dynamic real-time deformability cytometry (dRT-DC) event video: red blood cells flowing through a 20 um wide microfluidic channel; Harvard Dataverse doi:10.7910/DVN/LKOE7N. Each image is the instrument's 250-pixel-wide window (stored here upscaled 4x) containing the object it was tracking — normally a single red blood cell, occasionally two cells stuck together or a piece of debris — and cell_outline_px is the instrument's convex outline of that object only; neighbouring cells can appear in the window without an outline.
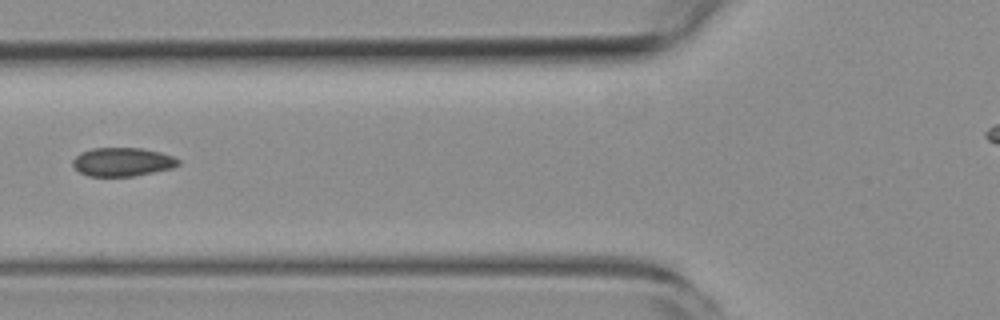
{"species": "common noctule bat (a hibernating species)", "species_latin": "Nyctalus noctula", "temperature_condition": "room temperature", "stored_images_in_passage": 10, "camera_frame_rate_fps": 3000, "um_per_image_px": 0.085, "animal": {"sex": "female", "body_mass_g": 19.3, "forearm_length_mm": 54.1}, "frame": {"image": 1, "passage_image": 6, "time_ms": 6.0, "image_size_px": [1000, 320], "cell_outline_px": [[180, 164], [172, 168], [136, 176], [88, 176], [80, 172], [72, 164], [72, 160], [80, 152], [92, 148], [140, 148], [160, 152], [172, 156], [180, 160]], "centroid_in_image_um": [10.4, 13.76], "position_along_channel_um": 115.4, "area_um2": 17.63}}
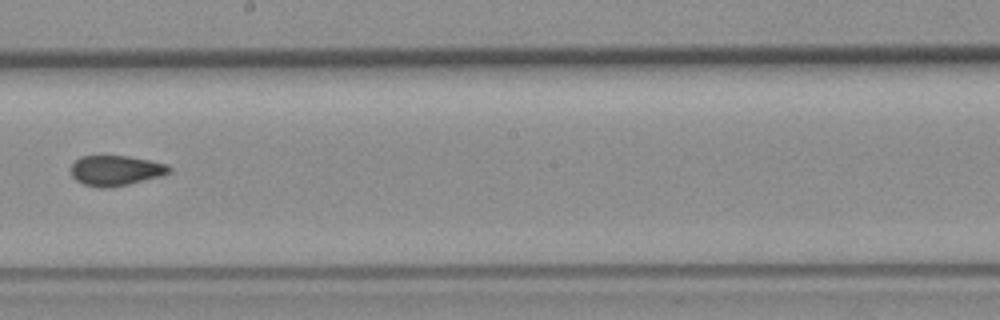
{"frame": {"image": 2, "passage_image": 9, "time_ms": 9.333, "image_size_px": [1000, 320], "cell_outline_px": [[172, 168], [168, 172], [160, 176], [128, 184], [108, 188], [100, 188], [84, 184], [76, 180], [72, 176], [72, 164], [80, 156], [128, 156], [168, 164]], "centroid_in_image_um": [9.83, 14.49], "position_along_channel_um": 238.4, "area_um2": 17.11}}
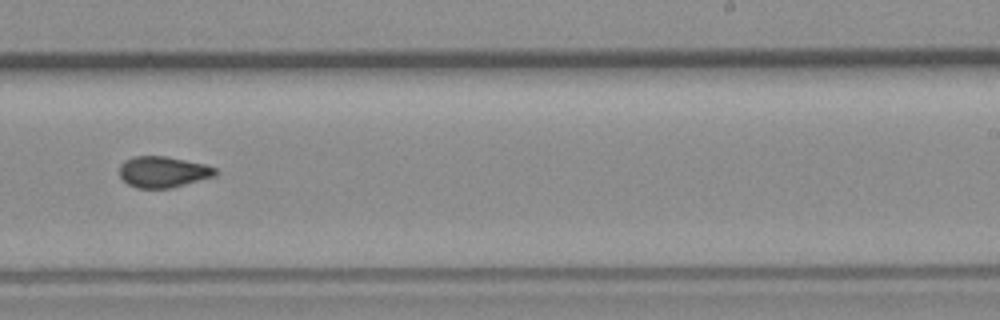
{"frame": {"image": 3, "passage_image": 10, "time_ms": 10.333, "image_size_px": [1000, 320], "cell_outline_px": [[216, 176], [172, 188], [136, 188], [128, 184], [120, 176], [120, 164], [124, 160], [132, 156], [164, 156], [204, 164], [216, 168]], "centroid_in_image_um": [13.85, 14.61], "position_along_channel_um": 275.2, "area_um2": 17.4}}